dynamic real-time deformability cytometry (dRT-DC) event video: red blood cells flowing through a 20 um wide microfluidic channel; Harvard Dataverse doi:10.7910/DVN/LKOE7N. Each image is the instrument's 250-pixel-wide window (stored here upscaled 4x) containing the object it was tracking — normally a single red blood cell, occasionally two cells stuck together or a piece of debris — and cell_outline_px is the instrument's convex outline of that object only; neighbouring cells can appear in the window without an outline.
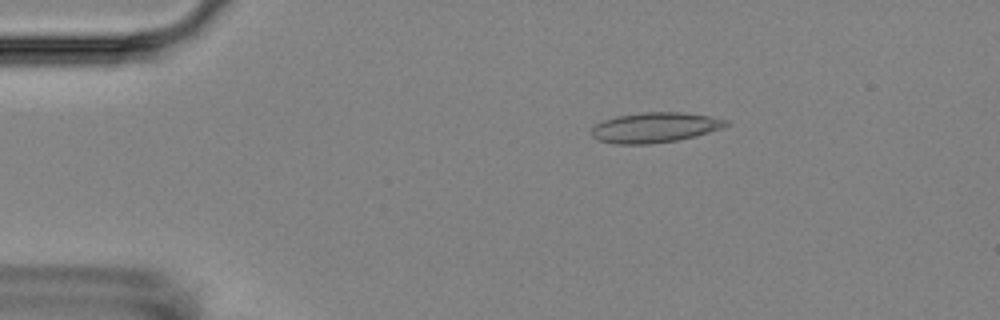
{"species": "Egyptian fruit bat (a non-hibernating species)", "species_latin": "Rousettus aegyptiacus", "temperature_condition": "room temperature", "stored_images_in_passage": 4, "camera_frame_rate_fps": 3000, "um_per_image_px": 0.085, "animal": {"sex": "female"}, "frame": {"image": 1, "passage_image": 1, "time_ms": 0.0, "image_size_px": [1000, 320], "cell_outline_px": [[728, 124], [720, 128], [696, 136], [676, 140], [648, 144], [616, 144], [596, 140], [592, 136], [592, 128], [596, 124], [604, 120], [616, 116], [644, 112], [680, 112], [712, 116], [728, 120]], "centroid_in_image_um": [55.64, 10.83], "position_along_channel_um": 29.4, "area_um2": 23.52}}
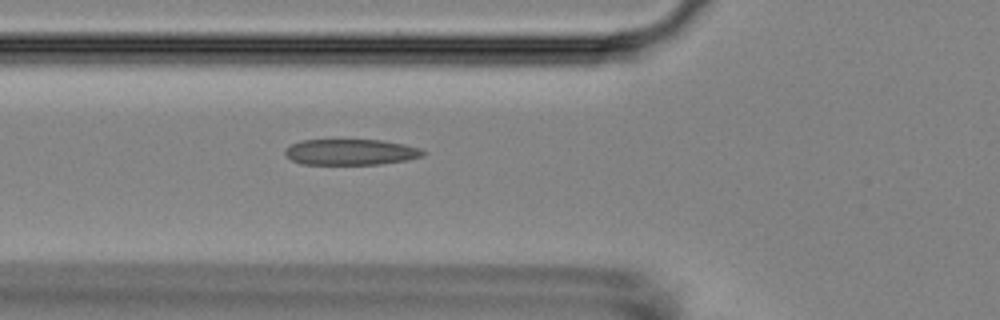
{"frame": {"image": 2, "passage_image": 4, "time_ms": 3.333, "image_size_px": [1000, 320], "cell_outline_px": [[428, 152], [424, 156], [408, 160], [380, 164], [300, 164], [292, 160], [284, 152], [284, 148], [300, 140], [384, 140], [404, 144], [420, 148]], "centroid_in_image_um": [29.85, 12.92], "position_along_channel_um": 95.9, "area_um2": 20.98}}